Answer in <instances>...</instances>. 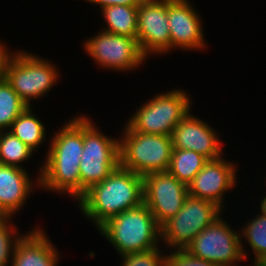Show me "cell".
<instances>
[{
	"mask_svg": "<svg viewBox=\"0 0 266 266\" xmlns=\"http://www.w3.org/2000/svg\"><path fill=\"white\" fill-rule=\"evenodd\" d=\"M136 38L147 58L171 53L167 0H142L138 5Z\"/></svg>",
	"mask_w": 266,
	"mask_h": 266,
	"instance_id": "cell-12",
	"label": "cell"
},
{
	"mask_svg": "<svg viewBox=\"0 0 266 266\" xmlns=\"http://www.w3.org/2000/svg\"><path fill=\"white\" fill-rule=\"evenodd\" d=\"M172 150L170 135L135 132L127 124L120 132V165L142 177L168 171Z\"/></svg>",
	"mask_w": 266,
	"mask_h": 266,
	"instance_id": "cell-6",
	"label": "cell"
},
{
	"mask_svg": "<svg viewBox=\"0 0 266 266\" xmlns=\"http://www.w3.org/2000/svg\"><path fill=\"white\" fill-rule=\"evenodd\" d=\"M191 98L181 88L162 91L138 106L125 122L135 132L171 136L173 129L192 111Z\"/></svg>",
	"mask_w": 266,
	"mask_h": 266,
	"instance_id": "cell-5",
	"label": "cell"
},
{
	"mask_svg": "<svg viewBox=\"0 0 266 266\" xmlns=\"http://www.w3.org/2000/svg\"><path fill=\"white\" fill-rule=\"evenodd\" d=\"M86 54L101 69L115 72L137 71L148 58L142 53L137 38L99 30L82 43Z\"/></svg>",
	"mask_w": 266,
	"mask_h": 266,
	"instance_id": "cell-9",
	"label": "cell"
},
{
	"mask_svg": "<svg viewBox=\"0 0 266 266\" xmlns=\"http://www.w3.org/2000/svg\"><path fill=\"white\" fill-rule=\"evenodd\" d=\"M191 3L190 0H167L171 51H202L208 46L203 19Z\"/></svg>",
	"mask_w": 266,
	"mask_h": 266,
	"instance_id": "cell-14",
	"label": "cell"
},
{
	"mask_svg": "<svg viewBox=\"0 0 266 266\" xmlns=\"http://www.w3.org/2000/svg\"><path fill=\"white\" fill-rule=\"evenodd\" d=\"M98 232L119 256L161 247V227L145 203L110 218Z\"/></svg>",
	"mask_w": 266,
	"mask_h": 266,
	"instance_id": "cell-3",
	"label": "cell"
},
{
	"mask_svg": "<svg viewBox=\"0 0 266 266\" xmlns=\"http://www.w3.org/2000/svg\"><path fill=\"white\" fill-rule=\"evenodd\" d=\"M208 161L204 155L193 150L173 149L168 172L188 185Z\"/></svg>",
	"mask_w": 266,
	"mask_h": 266,
	"instance_id": "cell-21",
	"label": "cell"
},
{
	"mask_svg": "<svg viewBox=\"0 0 266 266\" xmlns=\"http://www.w3.org/2000/svg\"><path fill=\"white\" fill-rule=\"evenodd\" d=\"M167 251V266H220L207 260L194 257L184 249H168Z\"/></svg>",
	"mask_w": 266,
	"mask_h": 266,
	"instance_id": "cell-26",
	"label": "cell"
},
{
	"mask_svg": "<svg viewBox=\"0 0 266 266\" xmlns=\"http://www.w3.org/2000/svg\"><path fill=\"white\" fill-rule=\"evenodd\" d=\"M162 248L119 256L120 266H167V249Z\"/></svg>",
	"mask_w": 266,
	"mask_h": 266,
	"instance_id": "cell-25",
	"label": "cell"
},
{
	"mask_svg": "<svg viewBox=\"0 0 266 266\" xmlns=\"http://www.w3.org/2000/svg\"><path fill=\"white\" fill-rule=\"evenodd\" d=\"M89 117L83 115V152L79 166L81 197L120 164L119 136L103 133Z\"/></svg>",
	"mask_w": 266,
	"mask_h": 266,
	"instance_id": "cell-7",
	"label": "cell"
},
{
	"mask_svg": "<svg viewBox=\"0 0 266 266\" xmlns=\"http://www.w3.org/2000/svg\"><path fill=\"white\" fill-rule=\"evenodd\" d=\"M30 177L27 169L0 164V215L3 218H14L26 206L30 194L35 193L34 188L40 190V176Z\"/></svg>",
	"mask_w": 266,
	"mask_h": 266,
	"instance_id": "cell-16",
	"label": "cell"
},
{
	"mask_svg": "<svg viewBox=\"0 0 266 266\" xmlns=\"http://www.w3.org/2000/svg\"><path fill=\"white\" fill-rule=\"evenodd\" d=\"M34 153L9 130L0 131V164L27 169L23 164L30 162Z\"/></svg>",
	"mask_w": 266,
	"mask_h": 266,
	"instance_id": "cell-22",
	"label": "cell"
},
{
	"mask_svg": "<svg viewBox=\"0 0 266 266\" xmlns=\"http://www.w3.org/2000/svg\"><path fill=\"white\" fill-rule=\"evenodd\" d=\"M144 203L161 226L175 216L189 196L187 185L168 171L143 176Z\"/></svg>",
	"mask_w": 266,
	"mask_h": 266,
	"instance_id": "cell-11",
	"label": "cell"
},
{
	"mask_svg": "<svg viewBox=\"0 0 266 266\" xmlns=\"http://www.w3.org/2000/svg\"><path fill=\"white\" fill-rule=\"evenodd\" d=\"M262 197V201H264V202H266V195H264V197L263 196H261Z\"/></svg>",
	"mask_w": 266,
	"mask_h": 266,
	"instance_id": "cell-29",
	"label": "cell"
},
{
	"mask_svg": "<svg viewBox=\"0 0 266 266\" xmlns=\"http://www.w3.org/2000/svg\"><path fill=\"white\" fill-rule=\"evenodd\" d=\"M218 135V130L191 111L173 129L171 139L173 149L193 150L215 160L226 151Z\"/></svg>",
	"mask_w": 266,
	"mask_h": 266,
	"instance_id": "cell-15",
	"label": "cell"
},
{
	"mask_svg": "<svg viewBox=\"0 0 266 266\" xmlns=\"http://www.w3.org/2000/svg\"><path fill=\"white\" fill-rule=\"evenodd\" d=\"M224 211L211 201L188 196L181 210L163 223L161 245L164 250L185 247L206 227L210 226ZM166 246V248H165Z\"/></svg>",
	"mask_w": 266,
	"mask_h": 266,
	"instance_id": "cell-8",
	"label": "cell"
},
{
	"mask_svg": "<svg viewBox=\"0 0 266 266\" xmlns=\"http://www.w3.org/2000/svg\"><path fill=\"white\" fill-rule=\"evenodd\" d=\"M11 50H9L8 46L0 40V80L4 78V67L5 62L9 55L11 54Z\"/></svg>",
	"mask_w": 266,
	"mask_h": 266,
	"instance_id": "cell-28",
	"label": "cell"
},
{
	"mask_svg": "<svg viewBox=\"0 0 266 266\" xmlns=\"http://www.w3.org/2000/svg\"><path fill=\"white\" fill-rule=\"evenodd\" d=\"M87 3L97 5L100 9L112 5H139L142 0H83Z\"/></svg>",
	"mask_w": 266,
	"mask_h": 266,
	"instance_id": "cell-27",
	"label": "cell"
},
{
	"mask_svg": "<svg viewBox=\"0 0 266 266\" xmlns=\"http://www.w3.org/2000/svg\"><path fill=\"white\" fill-rule=\"evenodd\" d=\"M9 131L36 153L48 138L46 125L37 117L32 106H28L14 120Z\"/></svg>",
	"mask_w": 266,
	"mask_h": 266,
	"instance_id": "cell-20",
	"label": "cell"
},
{
	"mask_svg": "<svg viewBox=\"0 0 266 266\" xmlns=\"http://www.w3.org/2000/svg\"><path fill=\"white\" fill-rule=\"evenodd\" d=\"M101 16L105 26L101 27L109 33L136 38L138 5H112L104 7Z\"/></svg>",
	"mask_w": 266,
	"mask_h": 266,
	"instance_id": "cell-19",
	"label": "cell"
},
{
	"mask_svg": "<svg viewBox=\"0 0 266 266\" xmlns=\"http://www.w3.org/2000/svg\"><path fill=\"white\" fill-rule=\"evenodd\" d=\"M53 131L44 161L39 163L40 189L81 198L80 160L83 152V113L71 117ZM54 135V136H53Z\"/></svg>",
	"mask_w": 266,
	"mask_h": 266,
	"instance_id": "cell-1",
	"label": "cell"
},
{
	"mask_svg": "<svg viewBox=\"0 0 266 266\" xmlns=\"http://www.w3.org/2000/svg\"><path fill=\"white\" fill-rule=\"evenodd\" d=\"M222 216L202 230L184 250L194 257L220 266H238L241 261H245L240 232L232 228L234 226Z\"/></svg>",
	"mask_w": 266,
	"mask_h": 266,
	"instance_id": "cell-10",
	"label": "cell"
},
{
	"mask_svg": "<svg viewBox=\"0 0 266 266\" xmlns=\"http://www.w3.org/2000/svg\"><path fill=\"white\" fill-rule=\"evenodd\" d=\"M259 205V213L254 218L248 219L249 221L245 222L246 224L243 223L244 226L239 229L244 260L252 256L244 246V243H248L249 245L246 244V246L250 247V251L252 249L254 255L253 266L266 255V202L261 200Z\"/></svg>",
	"mask_w": 266,
	"mask_h": 266,
	"instance_id": "cell-18",
	"label": "cell"
},
{
	"mask_svg": "<svg viewBox=\"0 0 266 266\" xmlns=\"http://www.w3.org/2000/svg\"><path fill=\"white\" fill-rule=\"evenodd\" d=\"M28 105L12 89L5 78L0 80V131L9 130L14 120Z\"/></svg>",
	"mask_w": 266,
	"mask_h": 266,
	"instance_id": "cell-23",
	"label": "cell"
},
{
	"mask_svg": "<svg viewBox=\"0 0 266 266\" xmlns=\"http://www.w3.org/2000/svg\"><path fill=\"white\" fill-rule=\"evenodd\" d=\"M12 219L3 218L0 221V266L10 265L17 243L26 234L25 232L19 233L17 223H14Z\"/></svg>",
	"mask_w": 266,
	"mask_h": 266,
	"instance_id": "cell-24",
	"label": "cell"
},
{
	"mask_svg": "<svg viewBox=\"0 0 266 266\" xmlns=\"http://www.w3.org/2000/svg\"><path fill=\"white\" fill-rule=\"evenodd\" d=\"M142 203L143 177L119 164L104 181L87 190L76 204L82 216L98 229L110 218Z\"/></svg>",
	"mask_w": 266,
	"mask_h": 266,
	"instance_id": "cell-2",
	"label": "cell"
},
{
	"mask_svg": "<svg viewBox=\"0 0 266 266\" xmlns=\"http://www.w3.org/2000/svg\"><path fill=\"white\" fill-rule=\"evenodd\" d=\"M35 226L17 243L9 266H58L61 254L44 228Z\"/></svg>",
	"mask_w": 266,
	"mask_h": 266,
	"instance_id": "cell-17",
	"label": "cell"
},
{
	"mask_svg": "<svg viewBox=\"0 0 266 266\" xmlns=\"http://www.w3.org/2000/svg\"><path fill=\"white\" fill-rule=\"evenodd\" d=\"M235 164L224 156L209 160L187 185L189 196L211 201L224 211L225 196L238 184Z\"/></svg>",
	"mask_w": 266,
	"mask_h": 266,
	"instance_id": "cell-13",
	"label": "cell"
},
{
	"mask_svg": "<svg viewBox=\"0 0 266 266\" xmlns=\"http://www.w3.org/2000/svg\"><path fill=\"white\" fill-rule=\"evenodd\" d=\"M60 75L52 60L25 49L12 50L4 67V78L28 106L46 97L60 83Z\"/></svg>",
	"mask_w": 266,
	"mask_h": 266,
	"instance_id": "cell-4",
	"label": "cell"
}]
</instances>
